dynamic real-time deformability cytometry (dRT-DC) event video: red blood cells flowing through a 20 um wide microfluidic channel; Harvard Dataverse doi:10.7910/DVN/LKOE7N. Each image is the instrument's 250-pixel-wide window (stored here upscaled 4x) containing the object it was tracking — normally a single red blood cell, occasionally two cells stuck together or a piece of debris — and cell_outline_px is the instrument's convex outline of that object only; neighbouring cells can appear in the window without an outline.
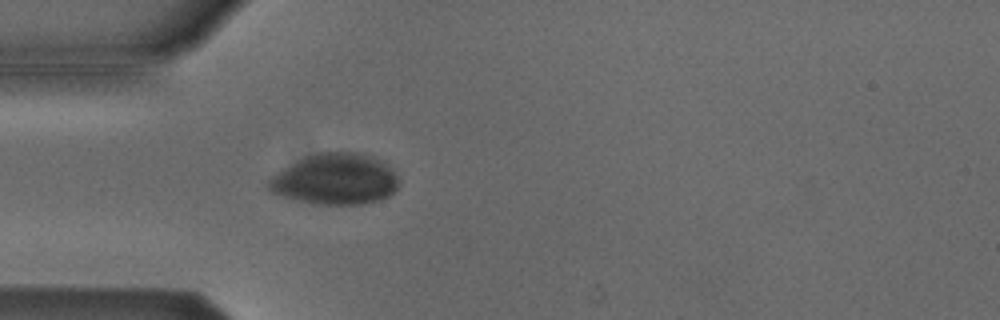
{"species": "Egyptian fruit bat (a non-hibernating species)", "species_latin": "Rousettus aegyptiacus", "temperature_condition": "cold", "stored_images_in_passage": 21, "camera_frame_rate_fps": 3000, "um_per_image_px": 0.085, "animal": {"sex": "male"}, "frame": {"image": 1, "passage_image": 1, "time_ms": 0.0, "image_size_px": [1000, 320], "cell_outline_px": [[400, 184], [388, 196], [380, 200], [360, 204], [312, 204], [296, 200], [272, 192], [268, 188], [268, 180], [272, 176], [284, 168], [304, 156], [316, 152], [360, 152], [384, 160], [388, 164], [396, 176]], "centroid_in_image_um": [28.52, 15.22], "position_along_channel_um": 56.5, "area_um2": 38.78}}